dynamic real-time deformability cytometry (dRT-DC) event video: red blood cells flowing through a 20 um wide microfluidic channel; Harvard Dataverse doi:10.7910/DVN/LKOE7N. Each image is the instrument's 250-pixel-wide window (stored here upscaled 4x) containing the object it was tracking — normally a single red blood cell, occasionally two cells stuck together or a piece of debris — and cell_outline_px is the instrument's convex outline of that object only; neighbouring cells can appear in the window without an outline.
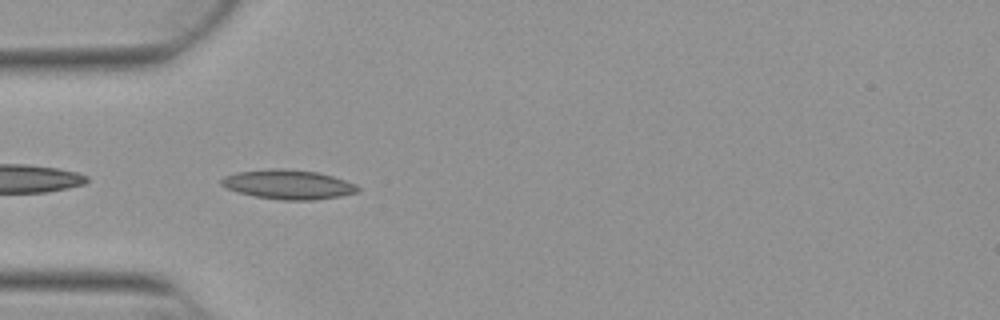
{"species": "Egyptian fruit bat (a non-hibernating species)", "species_latin": "Rousettus aegyptiacus", "temperature_condition": "warm", "stored_images_in_passage": 6, "camera_frame_rate_fps": 3000, "um_per_image_px": 0.085, "animal": {"sex": "female"}, "frame": {"image": 1, "passage_image": 2, "time_ms": 0.333, "image_size_px": [1000, 320], "cell_outline_px": [[360, 188], [356, 192], [340, 196], [312, 200], [280, 200], [256, 196], [240, 192], [228, 188], [220, 184], [220, 180], [224, 176], [236, 172], [272, 168], [284, 168], [316, 172], [332, 176], [356, 184]], "centroid_in_image_um": [24.49, 15.67], "position_along_channel_um": 60.5, "area_um2": 23.18}}